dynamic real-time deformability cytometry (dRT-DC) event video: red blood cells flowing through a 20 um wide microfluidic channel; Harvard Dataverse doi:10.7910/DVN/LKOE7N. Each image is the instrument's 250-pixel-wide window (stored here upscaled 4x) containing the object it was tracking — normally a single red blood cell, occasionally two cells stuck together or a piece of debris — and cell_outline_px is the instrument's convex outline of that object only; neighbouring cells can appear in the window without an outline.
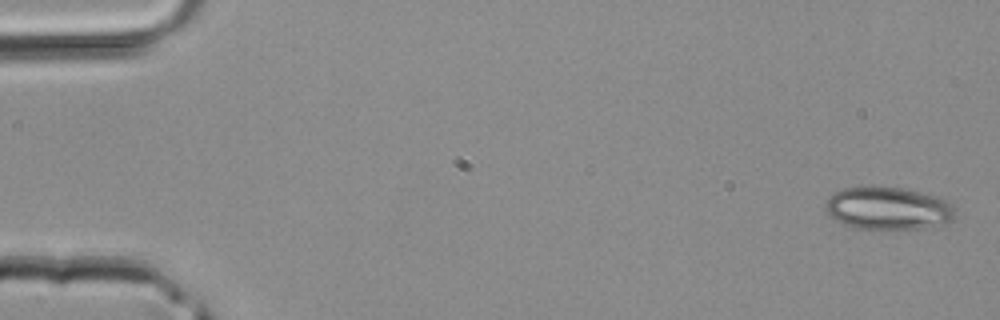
{"species": "common noctule bat (a hibernating species)", "species_latin": "Nyctalus noctula", "temperature_condition": "room temperature", "stored_images_in_passage": 42, "camera_frame_rate_fps": 3000, "um_per_image_px": 0.085, "animal": {"sex": "male", "body_mass_g": 20.4}, "frame": {"image": 1, "passage_image": 1, "time_ms": 0.0, "image_size_px": [1000, 320], "cell_outline_px": [[952, 220], [940, 224], [920, 228], [884, 232], [860, 228], [844, 224], [836, 220], [824, 208], [828, 196], [844, 188], [900, 188], [936, 196], [948, 200], [952, 204]], "centroid_in_image_um": [75.46, 17.75], "position_along_channel_um": 9.5, "area_um2": 32.08}}
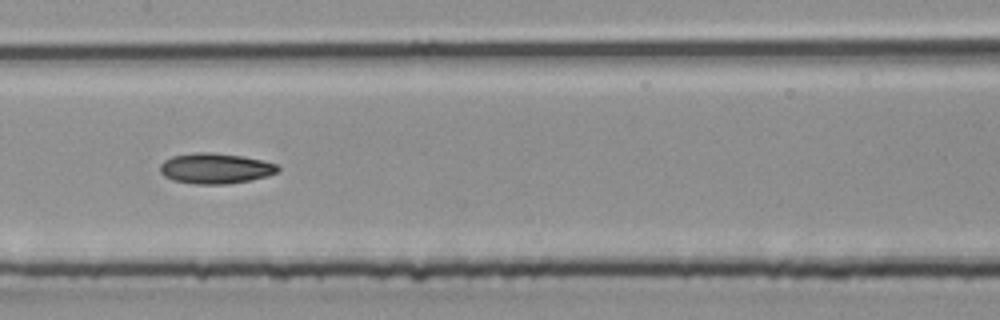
{"frame": {"image": 2, "passage_image": 21, "time_ms": 6.667, "image_size_px": [1000, 320], "cell_outline_px": [[280, 168], [276, 172], [268, 176], [228, 184], [196, 184], [172, 180], [164, 176], [160, 172], [160, 164], [164, 160], [172, 156], [196, 152], [208, 152], [244, 156], [276, 164]], "centroid_in_image_um": [18.27, 14.31], "position_along_channel_um": 189.1, "area_um2": 20.87}}
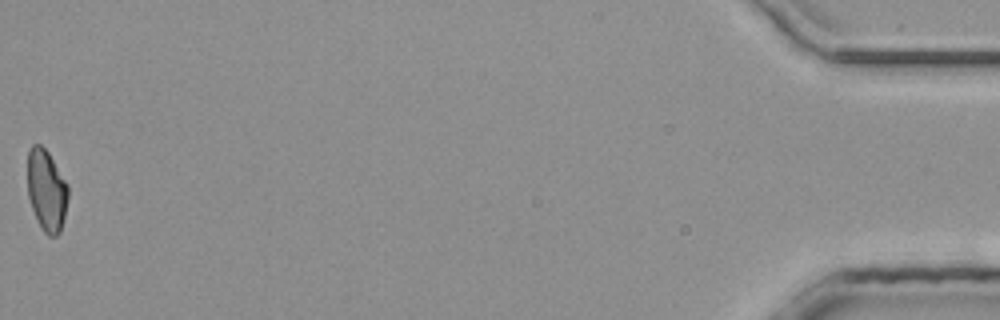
{"frame": {"image": 3, "passage_image": 42, "time_ms": 13.667, "image_size_px": [1000, 320], "cell_outline_px": [[68, 200], [60, 232], [56, 236], [48, 236], [44, 232], [36, 220], [28, 196], [28, 152], [32, 144], [40, 144], [48, 152], [68, 184]], "centroid_in_image_um": [3.96, 16.19], "position_along_channel_um": 431.2, "area_um2": 19.31}}